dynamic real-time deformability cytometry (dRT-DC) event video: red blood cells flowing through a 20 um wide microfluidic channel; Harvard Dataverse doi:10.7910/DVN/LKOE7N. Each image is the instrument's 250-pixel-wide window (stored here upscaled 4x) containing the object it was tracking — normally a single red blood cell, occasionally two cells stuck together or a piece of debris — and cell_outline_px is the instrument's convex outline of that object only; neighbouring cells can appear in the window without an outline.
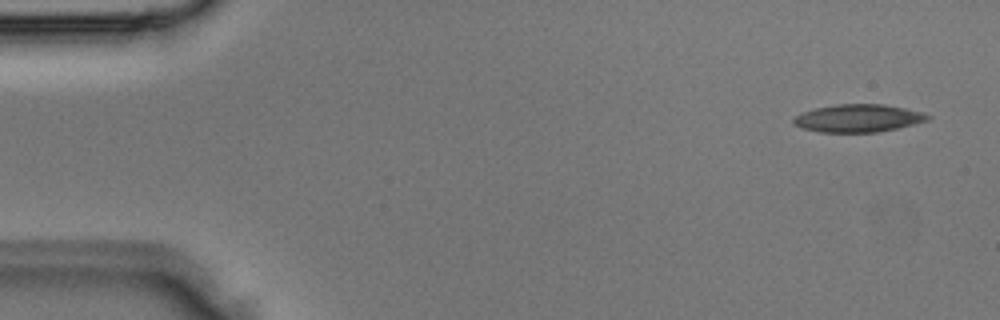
{"species": "Egyptian fruit bat (a non-hibernating species)", "species_latin": "Rousettus aegyptiacus", "temperature_condition": "room temperature", "stored_images_in_passage": 3, "camera_frame_rate_fps": 3000, "um_per_image_px": 0.085, "animal": {"sex": "male"}, "frame": {"image": 1, "passage_image": 1, "time_ms": 0.0, "image_size_px": [1000, 320], "cell_outline_px": [[932, 116], [928, 120], [896, 128], [876, 132], [820, 132], [800, 128], [792, 124], [792, 120], [796, 116], [804, 112], [816, 108], [836, 104], [884, 104], [924, 112]], "centroid_in_image_um": [72.93, 10.04], "position_along_channel_um": 12.1, "area_um2": 21.62}}
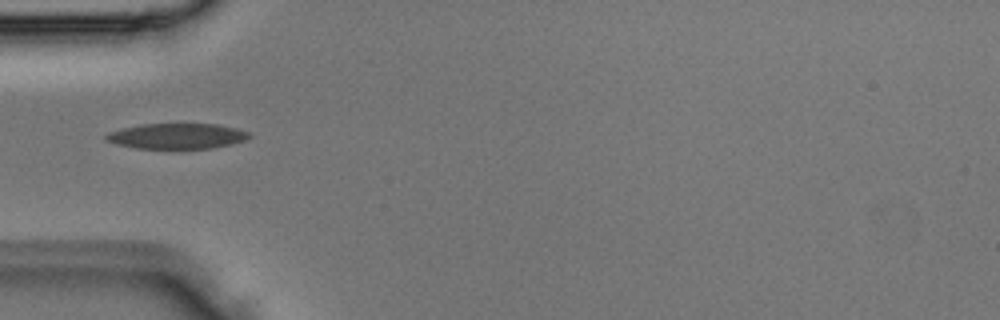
{"frame": {"image": 2, "passage_image": 3, "time_ms": 0.667, "image_size_px": [1000, 320], "cell_outline_px": [[252, 136], [244, 140], [232, 144], [212, 148], [136, 148], [116, 144], [104, 140], [104, 136], [108, 132], [140, 124], [216, 124], [236, 128], [248, 132]], "centroid_in_image_um": [15.02, 11.56], "position_along_channel_um": 70.0, "area_um2": 21.15}}